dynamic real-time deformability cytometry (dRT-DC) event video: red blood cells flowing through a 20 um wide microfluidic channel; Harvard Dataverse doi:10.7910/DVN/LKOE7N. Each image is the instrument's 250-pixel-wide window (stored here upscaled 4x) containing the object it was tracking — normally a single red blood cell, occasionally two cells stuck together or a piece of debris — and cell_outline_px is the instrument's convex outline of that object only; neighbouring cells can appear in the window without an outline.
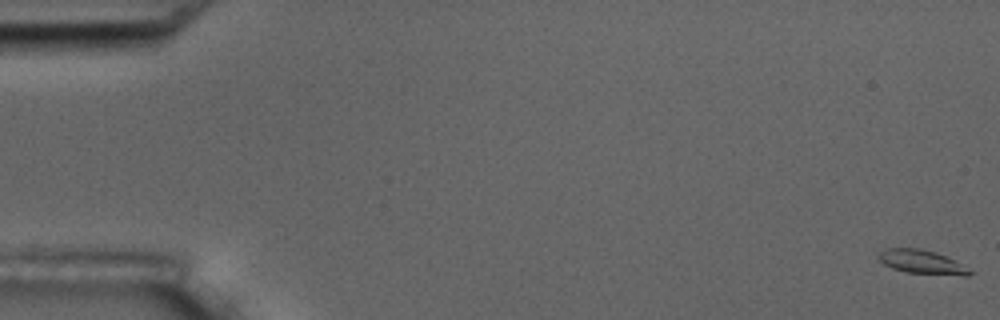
{"species": "common noctule bat (a hibernating species)", "species_latin": "Nyctalus noctula", "temperature_condition": "room temperature", "stored_images_in_passage": 6, "segment_of_instrument_passage": [1, 2], "camera_frame_rate_fps": 3000, "um_per_image_px": 0.085, "animal": {"sex": "male", "body_mass_g": 17.5, "forearm_length_mm": 52.3}, "frame": {"image": 1, "passage_image": 1, "time_ms": 0.0, "image_size_px": [1000, 320], "cell_outline_px": [[976, 272], [968, 276], [964, 276], [904, 272], [892, 268], [884, 264], [876, 256], [884, 248], [920, 248], [936, 252]], "centroid_in_image_um": [78.34, 22.27], "position_along_channel_um": 6.7, "area_um2": 12.72}}